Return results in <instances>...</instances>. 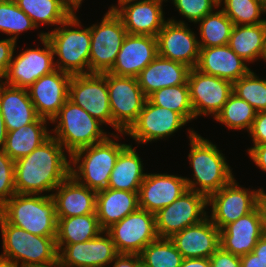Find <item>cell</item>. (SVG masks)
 Here are the masks:
<instances>
[{"label":"cell","instance_id":"obj_25","mask_svg":"<svg viewBox=\"0 0 266 267\" xmlns=\"http://www.w3.org/2000/svg\"><path fill=\"white\" fill-rule=\"evenodd\" d=\"M247 64L226 44L200 48L199 59L195 68L202 73L234 83L251 70Z\"/></svg>","mask_w":266,"mask_h":267},{"label":"cell","instance_id":"obj_27","mask_svg":"<svg viewBox=\"0 0 266 267\" xmlns=\"http://www.w3.org/2000/svg\"><path fill=\"white\" fill-rule=\"evenodd\" d=\"M190 69L183 63L157 55L136 78L148 97L161 88L187 84Z\"/></svg>","mask_w":266,"mask_h":267},{"label":"cell","instance_id":"obj_22","mask_svg":"<svg viewBox=\"0 0 266 267\" xmlns=\"http://www.w3.org/2000/svg\"><path fill=\"white\" fill-rule=\"evenodd\" d=\"M158 55L157 38L127 34L112 69L116 76L137 77Z\"/></svg>","mask_w":266,"mask_h":267},{"label":"cell","instance_id":"obj_7","mask_svg":"<svg viewBox=\"0 0 266 267\" xmlns=\"http://www.w3.org/2000/svg\"><path fill=\"white\" fill-rule=\"evenodd\" d=\"M50 123L56 124L54 129H50L51 135L70 155L83 147L100 143L113 134H107L102 129L103 123L69 99Z\"/></svg>","mask_w":266,"mask_h":267},{"label":"cell","instance_id":"obj_42","mask_svg":"<svg viewBox=\"0 0 266 267\" xmlns=\"http://www.w3.org/2000/svg\"><path fill=\"white\" fill-rule=\"evenodd\" d=\"M173 5L182 17L196 24L218 6V0H172Z\"/></svg>","mask_w":266,"mask_h":267},{"label":"cell","instance_id":"obj_59","mask_svg":"<svg viewBox=\"0 0 266 267\" xmlns=\"http://www.w3.org/2000/svg\"><path fill=\"white\" fill-rule=\"evenodd\" d=\"M138 267H148V266H146L144 263L140 262Z\"/></svg>","mask_w":266,"mask_h":267},{"label":"cell","instance_id":"obj_6","mask_svg":"<svg viewBox=\"0 0 266 267\" xmlns=\"http://www.w3.org/2000/svg\"><path fill=\"white\" fill-rule=\"evenodd\" d=\"M0 214L10 224L31 234L56 237V209L50 195L16 193L0 208Z\"/></svg>","mask_w":266,"mask_h":267},{"label":"cell","instance_id":"obj_60","mask_svg":"<svg viewBox=\"0 0 266 267\" xmlns=\"http://www.w3.org/2000/svg\"><path fill=\"white\" fill-rule=\"evenodd\" d=\"M152 1H157V2H160V3H164V1L166 2V1H168V0H152Z\"/></svg>","mask_w":266,"mask_h":267},{"label":"cell","instance_id":"obj_44","mask_svg":"<svg viewBox=\"0 0 266 267\" xmlns=\"http://www.w3.org/2000/svg\"><path fill=\"white\" fill-rule=\"evenodd\" d=\"M17 42L6 38L0 40V82L5 78L8 66L16 50Z\"/></svg>","mask_w":266,"mask_h":267},{"label":"cell","instance_id":"obj_13","mask_svg":"<svg viewBox=\"0 0 266 267\" xmlns=\"http://www.w3.org/2000/svg\"><path fill=\"white\" fill-rule=\"evenodd\" d=\"M68 99L104 125L112 127L106 73L72 75Z\"/></svg>","mask_w":266,"mask_h":267},{"label":"cell","instance_id":"obj_47","mask_svg":"<svg viewBox=\"0 0 266 267\" xmlns=\"http://www.w3.org/2000/svg\"><path fill=\"white\" fill-rule=\"evenodd\" d=\"M247 151V154L255 165L266 173V144L253 145Z\"/></svg>","mask_w":266,"mask_h":267},{"label":"cell","instance_id":"obj_2","mask_svg":"<svg viewBox=\"0 0 266 267\" xmlns=\"http://www.w3.org/2000/svg\"><path fill=\"white\" fill-rule=\"evenodd\" d=\"M187 130L190 141L188 161L193 169V179L185 177L187 188L208 198L234 178L233 169L217 145L204 139L193 128Z\"/></svg>","mask_w":266,"mask_h":267},{"label":"cell","instance_id":"obj_28","mask_svg":"<svg viewBox=\"0 0 266 267\" xmlns=\"http://www.w3.org/2000/svg\"><path fill=\"white\" fill-rule=\"evenodd\" d=\"M0 112L8 131L33 123L39 116L27 89L0 82Z\"/></svg>","mask_w":266,"mask_h":267},{"label":"cell","instance_id":"obj_30","mask_svg":"<svg viewBox=\"0 0 266 267\" xmlns=\"http://www.w3.org/2000/svg\"><path fill=\"white\" fill-rule=\"evenodd\" d=\"M128 144L120 153L110 174L108 188L139 192L144 181V163L136 148Z\"/></svg>","mask_w":266,"mask_h":267},{"label":"cell","instance_id":"obj_17","mask_svg":"<svg viewBox=\"0 0 266 267\" xmlns=\"http://www.w3.org/2000/svg\"><path fill=\"white\" fill-rule=\"evenodd\" d=\"M187 123L179 113L159 107L146 100L137 121L126 133H121L120 136L128 135L139 145L149 144L152 141L169 138Z\"/></svg>","mask_w":266,"mask_h":267},{"label":"cell","instance_id":"obj_19","mask_svg":"<svg viewBox=\"0 0 266 267\" xmlns=\"http://www.w3.org/2000/svg\"><path fill=\"white\" fill-rule=\"evenodd\" d=\"M71 76L56 69L40 77L27 89L39 117L51 122L59 113L68 99Z\"/></svg>","mask_w":266,"mask_h":267},{"label":"cell","instance_id":"obj_24","mask_svg":"<svg viewBox=\"0 0 266 267\" xmlns=\"http://www.w3.org/2000/svg\"><path fill=\"white\" fill-rule=\"evenodd\" d=\"M120 17L130 35H150L157 37L167 20L164 18L163 4L152 0L129 2L118 8Z\"/></svg>","mask_w":266,"mask_h":267},{"label":"cell","instance_id":"obj_18","mask_svg":"<svg viewBox=\"0 0 266 267\" xmlns=\"http://www.w3.org/2000/svg\"><path fill=\"white\" fill-rule=\"evenodd\" d=\"M118 255L111 236L103 230L91 240L66 245L58 260L64 267H110Z\"/></svg>","mask_w":266,"mask_h":267},{"label":"cell","instance_id":"obj_53","mask_svg":"<svg viewBox=\"0 0 266 267\" xmlns=\"http://www.w3.org/2000/svg\"><path fill=\"white\" fill-rule=\"evenodd\" d=\"M259 206L263 215L264 234H266V191H264V188L259 197Z\"/></svg>","mask_w":266,"mask_h":267},{"label":"cell","instance_id":"obj_51","mask_svg":"<svg viewBox=\"0 0 266 267\" xmlns=\"http://www.w3.org/2000/svg\"><path fill=\"white\" fill-rule=\"evenodd\" d=\"M252 252L258 256L264 263H266V234H264L255 245Z\"/></svg>","mask_w":266,"mask_h":267},{"label":"cell","instance_id":"obj_31","mask_svg":"<svg viewBox=\"0 0 266 267\" xmlns=\"http://www.w3.org/2000/svg\"><path fill=\"white\" fill-rule=\"evenodd\" d=\"M47 124L49 120L38 117L33 123L8 131L4 152L14 161L29 155L51 136Z\"/></svg>","mask_w":266,"mask_h":267},{"label":"cell","instance_id":"obj_26","mask_svg":"<svg viewBox=\"0 0 266 267\" xmlns=\"http://www.w3.org/2000/svg\"><path fill=\"white\" fill-rule=\"evenodd\" d=\"M97 192L80 184L69 175L52 193L55 202L56 217L96 213Z\"/></svg>","mask_w":266,"mask_h":267},{"label":"cell","instance_id":"obj_49","mask_svg":"<svg viewBox=\"0 0 266 267\" xmlns=\"http://www.w3.org/2000/svg\"><path fill=\"white\" fill-rule=\"evenodd\" d=\"M241 267H266L261 259L258 258L253 252L240 256Z\"/></svg>","mask_w":266,"mask_h":267},{"label":"cell","instance_id":"obj_35","mask_svg":"<svg viewBox=\"0 0 266 267\" xmlns=\"http://www.w3.org/2000/svg\"><path fill=\"white\" fill-rule=\"evenodd\" d=\"M219 9V10H218ZM196 24L199 25V46L208 48L226 45L233 29V22L217 7L212 13L204 16Z\"/></svg>","mask_w":266,"mask_h":267},{"label":"cell","instance_id":"obj_9","mask_svg":"<svg viewBox=\"0 0 266 267\" xmlns=\"http://www.w3.org/2000/svg\"><path fill=\"white\" fill-rule=\"evenodd\" d=\"M98 24L90 25L89 73L109 72L128 34L115 12H106Z\"/></svg>","mask_w":266,"mask_h":267},{"label":"cell","instance_id":"obj_16","mask_svg":"<svg viewBox=\"0 0 266 267\" xmlns=\"http://www.w3.org/2000/svg\"><path fill=\"white\" fill-rule=\"evenodd\" d=\"M183 20L167 19L157 35L158 55L195 68L200 46L197 35Z\"/></svg>","mask_w":266,"mask_h":267},{"label":"cell","instance_id":"obj_20","mask_svg":"<svg viewBox=\"0 0 266 267\" xmlns=\"http://www.w3.org/2000/svg\"><path fill=\"white\" fill-rule=\"evenodd\" d=\"M185 177L167 173H146L138 192L139 208L156 214L187 191Z\"/></svg>","mask_w":266,"mask_h":267},{"label":"cell","instance_id":"obj_54","mask_svg":"<svg viewBox=\"0 0 266 267\" xmlns=\"http://www.w3.org/2000/svg\"><path fill=\"white\" fill-rule=\"evenodd\" d=\"M74 12L81 7L83 0H63ZM77 10V11H76Z\"/></svg>","mask_w":266,"mask_h":267},{"label":"cell","instance_id":"obj_46","mask_svg":"<svg viewBox=\"0 0 266 267\" xmlns=\"http://www.w3.org/2000/svg\"><path fill=\"white\" fill-rule=\"evenodd\" d=\"M211 267H241L240 256L224 251L219 247L209 257Z\"/></svg>","mask_w":266,"mask_h":267},{"label":"cell","instance_id":"obj_55","mask_svg":"<svg viewBox=\"0 0 266 267\" xmlns=\"http://www.w3.org/2000/svg\"><path fill=\"white\" fill-rule=\"evenodd\" d=\"M117 1H118V4L110 6V8H108L109 10H107L108 12H115L122 5L129 3V2L139 1V0H117Z\"/></svg>","mask_w":266,"mask_h":267},{"label":"cell","instance_id":"obj_58","mask_svg":"<svg viewBox=\"0 0 266 267\" xmlns=\"http://www.w3.org/2000/svg\"><path fill=\"white\" fill-rule=\"evenodd\" d=\"M263 61L266 62V43H265V53H264V56H263Z\"/></svg>","mask_w":266,"mask_h":267},{"label":"cell","instance_id":"obj_8","mask_svg":"<svg viewBox=\"0 0 266 267\" xmlns=\"http://www.w3.org/2000/svg\"><path fill=\"white\" fill-rule=\"evenodd\" d=\"M109 92L112 128L117 133H126L137 121L147 100L136 77L116 76L106 73Z\"/></svg>","mask_w":266,"mask_h":267},{"label":"cell","instance_id":"obj_41","mask_svg":"<svg viewBox=\"0 0 266 267\" xmlns=\"http://www.w3.org/2000/svg\"><path fill=\"white\" fill-rule=\"evenodd\" d=\"M250 70L233 83V93L249 103L256 112L266 111V78Z\"/></svg>","mask_w":266,"mask_h":267},{"label":"cell","instance_id":"obj_45","mask_svg":"<svg viewBox=\"0 0 266 267\" xmlns=\"http://www.w3.org/2000/svg\"><path fill=\"white\" fill-rule=\"evenodd\" d=\"M253 145L266 144V111L257 112L249 130Z\"/></svg>","mask_w":266,"mask_h":267},{"label":"cell","instance_id":"obj_39","mask_svg":"<svg viewBox=\"0 0 266 267\" xmlns=\"http://www.w3.org/2000/svg\"><path fill=\"white\" fill-rule=\"evenodd\" d=\"M148 267H180L183 257L170 238H157L139 254Z\"/></svg>","mask_w":266,"mask_h":267},{"label":"cell","instance_id":"obj_34","mask_svg":"<svg viewBox=\"0 0 266 267\" xmlns=\"http://www.w3.org/2000/svg\"><path fill=\"white\" fill-rule=\"evenodd\" d=\"M35 26H55L65 22L74 11L63 0H14Z\"/></svg>","mask_w":266,"mask_h":267},{"label":"cell","instance_id":"obj_3","mask_svg":"<svg viewBox=\"0 0 266 267\" xmlns=\"http://www.w3.org/2000/svg\"><path fill=\"white\" fill-rule=\"evenodd\" d=\"M2 253L0 261L15 267L46 266L58 261L56 237L31 234L10 224L0 214Z\"/></svg>","mask_w":266,"mask_h":267},{"label":"cell","instance_id":"obj_32","mask_svg":"<svg viewBox=\"0 0 266 267\" xmlns=\"http://www.w3.org/2000/svg\"><path fill=\"white\" fill-rule=\"evenodd\" d=\"M266 43V21L255 25H234L228 46L247 63L263 59Z\"/></svg>","mask_w":266,"mask_h":267},{"label":"cell","instance_id":"obj_37","mask_svg":"<svg viewBox=\"0 0 266 267\" xmlns=\"http://www.w3.org/2000/svg\"><path fill=\"white\" fill-rule=\"evenodd\" d=\"M218 6L234 25H255L266 21V0H218Z\"/></svg>","mask_w":266,"mask_h":267},{"label":"cell","instance_id":"obj_14","mask_svg":"<svg viewBox=\"0 0 266 267\" xmlns=\"http://www.w3.org/2000/svg\"><path fill=\"white\" fill-rule=\"evenodd\" d=\"M119 254H140L158 238L155 215L138 208L106 230Z\"/></svg>","mask_w":266,"mask_h":267},{"label":"cell","instance_id":"obj_11","mask_svg":"<svg viewBox=\"0 0 266 267\" xmlns=\"http://www.w3.org/2000/svg\"><path fill=\"white\" fill-rule=\"evenodd\" d=\"M207 197L193 190L185 191L170 205L155 215L158 238H171L188 226L201 222L208 216Z\"/></svg>","mask_w":266,"mask_h":267},{"label":"cell","instance_id":"obj_36","mask_svg":"<svg viewBox=\"0 0 266 267\" xmlns=\"http://www.w3.org/2000/svg\"><path fill=\"white\" fill-rule=\"evenodd\" d=\"M147 100L154 105L179 113L188 123L195 119L188 84L161 88L150 94Z\"/></svg>","mask_w":266,"mask_h":267},{"label":"cell","instance_id":"obj_1","mask_svg":"<svg viewBox=\"0 0 266 267\" xmlns=\"http://www.w3.org/2000/svg\"><path fill=\"white\" fill-rule=\"evenodd\" d=\"M14 174L16 193L51 196L70 175V154L51 135L29 155L15 161Z\"/></svg>","mask_w":266,"mask_h":267},{"label":"cell","instance_id":"obj_29","mask_svg":"<svg viewBox=\"0 0 266 267\" xmlns=\"http://www.w3.org/2000/svg\"><path fill=\"white\" fill-rule=\"evenodd\" d=\"M138 208V192L107 188L96 194V214L102 230L106 231Z\"/></svg>","mask_w":266,"mask_h":267},{"label":"cell","instance_id":"obj_33","mask_svg":"<svg viewBox=\"0 0 266 267\" xmlns=\"http://www.w3.org/2000/svg\"><path fill=\"white\" fill-rule=\"evenodd\" d=\"M102 231L96 213L57 218L56 246L58 253L66 245L91 240Z\"/></svg>","mask_w":266,"mask_h":267},{"label":"cell","instance_id":"obj_21","mask_svg":"<svg viewBox=\"0 0 266 267\" xmlns=\"http://www.w3.org/2000/svg\"><path fill=\"white\" fill-rule=\"evenodd\" d=\"M263 235V215L258 205L252 212L220 230V247L224 251L242 256L252 252Z\"/></svg>","mask_w":266,"mask_h":267},{"label":"cell","instance_id":"obj_43","mask_svg":"<svg viewBox=\"0 0 266 267\" xmlns=\"http://www.w3.org/2000/svg\"><path fill=\"white\" fill-rule=\"evenodd\" d=\"M15 161L4 151H0V208L16 194Z\"/></svg>","mask_w":266,"mask_h":267},{"label":"cell","instance_id":"obj_23","mask_svg":"<svg viewBox=\"0 0 266 267\" xmlns=\"http://www.w3.org/2000/svg\"><path fill=\"white\" fill-rule=\"evenodd\" d=\"M170 240L183 259L209 258L220 247V230L207 216L201 222L174 234Z\"/></svg>","mask_w":266,"mask_h":267},{"label":"cell","instance_id":"obj_40","mask_svg":"<svg viewBox=\"0 0 266 267\" xmlns=\"http://www.w3.org/2000/svg\"><path fill=\"white\" fill-rule=\"evenodd\" d=\"M32 29L38 28L14 0H0V32L17 42L19 34Z\"/></svg>","mask_w":266,"mask_h":267},{"label":"cell","instance_id":"obj_38","mask_svg":"<svg viewBox=\"0 0 266 267\" xmlns=\"http://www.w3.org/2000/svg\"><path fill=\"white\" fill-rule=\"evenodd\" d=\"M254 108L232 93L214 120L230 130H249L256 116Z\"/></svg>","mask_w":266,"mask_h":267},{"label":"cell","instance_id":"obj_4","mask_svg":"<svg viewBox=\"0 0 266 267\" xmlns=\"http://www.w3.org/2000/svg\"><path fill=\"white\" fill-rule=\"evenodd\" d=\"M118 139V133H113L100 143L72 153L70 175L80 184L96 192L107 189L119 153L128 145L119 143Z\"/></svg>","mask_w":266,"mask_h":267},{"label":"cell","instance_id":"obj_56","mask_svg":"<svg viewBox=\"0 0 266 267\" xmlns=\"http://www.w3.org/2000/svg\"><path fill=\"white\" fill-rule=\"evenodd\" d=\"M34 267H64L61 262L58 260L53 264L46 265V266H34Z\"/></svg>","mask_w":266,"mask_h":267},{"label":"cell","instance_id":"obj_48","mask_svg":"<svg viewBox=\"0 0 266 267\" xmlns=\"http://www.w3.org/2000/svg\"><path fill=\"white\" fill-rule=\"evenodd\" d=\"M140 262L139 254H119L111 264L112 267H138Z\"/></svg>","mask_w":266,"mask_h":267},{"label":"cell","instance_id":"obj_52","mask_svg":"<svg viewBox=\"0 0 266 267\" xmlns=\"http://www.w3.org/2000/svg\"><path fill=\"white\" fill-rule=\"evenodd\" d=\"M7 137V129L5 126L4 118L0 112V151H4Z\"/></svg>","mask_w":266,"mask_h":267},{"label":"cell","instance_id":"obj_50","mask_svg":"<svg viewBox=\"0 0 266 267\" xmlns=\"http://www.w3.org/2000/svg\"><path fill=\"white\" fill-rule=\"evenodd\" d=\"M180 267H211L209 258H186Z\"/></svg>","mask_w":266,"mask_h":267},{"label":"cell","instance_id":"obj_10","mask_svg":"<svg viewBox=\"0 0 266 267\" xmlns=\"http://www.w3.org/2000/svg\"><path fill=\"white\" fill-rule=\"evenodd\" d=\"M262 189L244 188L233 178L207 198V206H211V214L208 217L219 230L223 229L259 205Z\"/></svg>","mask_w":266,"mask_h":267},{"label":"cell","instance_id":"obj_15","mask_svg":"<svg viewBox=\"0 0 266 267\" xmlns=\"http://www.w3.org/2000/svg\"><path fill=\"white\" fill-rule=\"evenodd\" d=\"M187 84L195 119L202 115H211L215 119L233 93L232 82L196 68L190 69Z\"/></svg>","mask_w":266,"mask_h":267},{"label":"cell","instance_id":"obj_5","mask_svg":"<svg viewBox=\"0 0 266 267\" xmlns=\"http://www.w3.org/2000/svg\"><path fill=\"white\" fill-rule=\"evenodd\" d=\"M76 12L50 32H45L53 49L56 69L71 75L89 74L90 26L82 28ZM82 28V29H81Z\"/></svg>","mask_w":266,"mask_h":267},{"label":"cell","instance_id":"obj_12","mask_svg":"<svg viewBox=\"0 0 266 267\" xmlns=\"http://www.w3.org/2000/svg\"><path fill=\"white\" fill-rule=\"evenodd\" d=\"M38 37L44 48L37 46L24 49L17 55L13 54L2 81L4 84L28 89L40 77L56 70L53 49L45 37V32H40Z\"/></svg>","mask_w":266,"mask_h":267},{"label":"cell","instance_id":"obj_57","mask_svg":"<svg viewBox=\"0 0 266 267\" xmlns=\"http://www.w3.org/2000/svg\"><path fill=\"white\" fill-rule=\"evenodd\" d=\"M0 267H15V266L12 264H8V263L0 261Z\"/></svg>","mask_w":266,"mask_h":267}]
</instances>
